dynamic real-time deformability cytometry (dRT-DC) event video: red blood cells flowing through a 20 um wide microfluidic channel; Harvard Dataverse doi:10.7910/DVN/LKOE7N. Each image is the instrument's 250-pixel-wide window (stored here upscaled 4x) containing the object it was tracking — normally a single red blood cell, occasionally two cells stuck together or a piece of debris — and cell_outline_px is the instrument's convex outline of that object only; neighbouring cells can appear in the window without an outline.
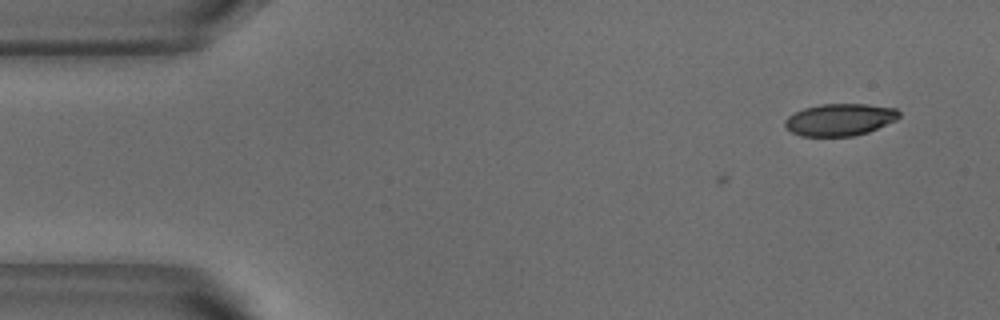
{"species": "common noctule bat (a hibernating species)", "species_latin": "Nyctalus noctula", "temperature_condition": "warm", "stored_images_in_passage": 8, "camera_frame_rate_fps": 3000, "um_per_image_px": 0.085, "animal": {"sex": "male", "body_mass_g": 18.8}, "frame": {"image": 1, "passage_image": 8, "time_ms": 2.333, "image_size_px": [1000, 320], "cell_outline_px": [[900, 116], [896, 120], [868, 132], [852, 136], [800, 136], [792, 132], [784, 124], [784, 120], [788, 116], [804, 108], [820, 104], [868, 104], [896, 108], [900, 112]], "centroid_in_image_um": [71.4, 10.16], "position_along_channel_um": 13.6, "area_um2": 21.33}}